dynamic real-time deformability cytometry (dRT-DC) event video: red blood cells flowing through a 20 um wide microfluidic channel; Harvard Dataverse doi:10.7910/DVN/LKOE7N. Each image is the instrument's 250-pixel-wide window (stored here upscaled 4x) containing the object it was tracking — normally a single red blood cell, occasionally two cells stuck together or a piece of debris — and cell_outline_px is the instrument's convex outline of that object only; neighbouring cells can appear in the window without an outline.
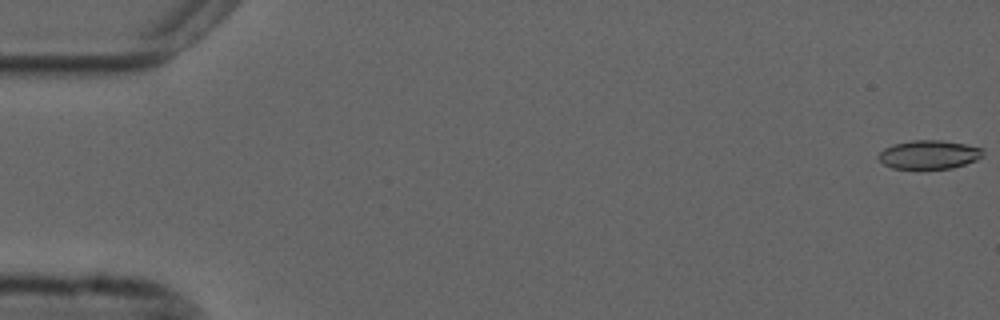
{"species": "common noctule bat (a hibernating species)", "species_latin": "Nyctalus noctula", "temperature_condition": "cold", "stored_images_in_passage": 56, "camera_frame_rate_fps": 3000, "um_per_image_px": 0.085, "animal": {"sex": "male", "forearm_length_mm": 52.5}, "frame": {"image": 1, "passage_image": 1, "time_ms": 0.0, "image_size_px": [1000, 320], "cell_outline_px": [[984, 156], [976, 160], [952, 168], [892, 168], [884, 164], [876, 156], [884, 148], [892, 144], [912, 140], [940, 140], [964, 144], [984, 148]], "centroid_in_image_um": [78.97, 13.13], "position_along_channel_um": 6.0, "area_um2": 17.46}}
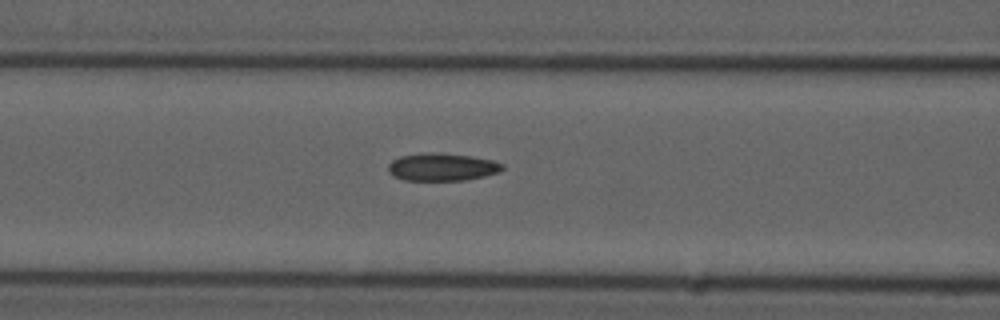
{"frame": {"image": 2, "passage_image": 23, "time_ms": 7.333, "image_size_px": [1000, 320], "cell_outline_px": [[504, 168], [500, 172], [484, 176], [464, 180], [404, 180], [392, 176], [388, 172], [388, 164], [392, 160], [400, 156], [424, 152], [440, 152], [472, 156], [492, 160], [504, 164]], "centroid_in_image_um": [37.56, 14.18], "position_along_channel_um": 129.0, "area_um2": 18.67}}
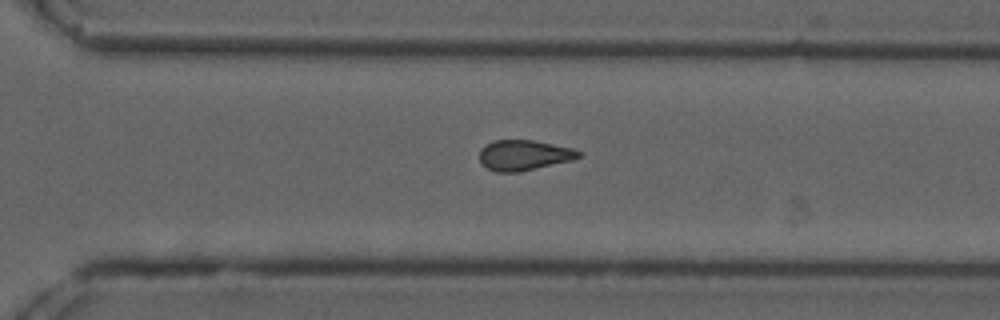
{"frame": {"image": 3, "passage_image": 39, "time_ms": 12.667, "image_size_px": [1000, 320], "cell_outline_px": [[580, 156], [572, 160], [516, 172], [496, 172], [488, 168], [480, 160], [480, 148], [484, 144], [492, 140], [532, 140], [572, 148], [580, 152]], "centroid_in_image_um": [44.49, 13.17], "position_along_channel_um": 326.1, "area_um2": 17.28}, "authors_computed_cell_mechanics": {"area_um2": 17.8602, "velocity_mm_per_s": 3.7036, "shape_relaxation_time_tau1_ms": null, "shape_relaxation_time_tau2_ms": 6.774, "deformation_change_tau1": null, "deformation_change_tau2": 0.1362}}